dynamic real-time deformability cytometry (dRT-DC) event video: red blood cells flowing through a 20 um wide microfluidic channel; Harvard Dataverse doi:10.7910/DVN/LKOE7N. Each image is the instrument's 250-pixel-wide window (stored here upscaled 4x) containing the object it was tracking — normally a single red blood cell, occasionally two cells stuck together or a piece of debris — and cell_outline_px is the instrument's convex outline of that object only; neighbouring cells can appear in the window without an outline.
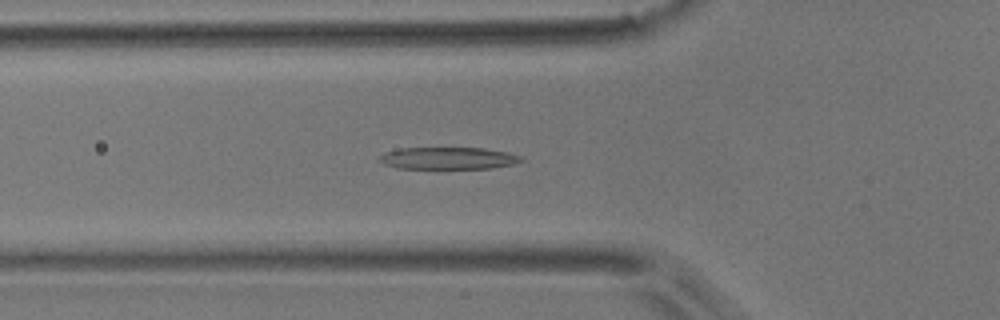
{"species": "common noctule bat (a hibernating species)", "species_latin": "Nyctalus noctula", "temperature_condition": "room temperature", "stored_images_in_passage": 24, "camera_frame_rate_fps": 3000, "um_per_image_px": 0.085, "animal": {"sex": "male", "body_mass_g": 17.9}, "frame": {"image": 1, "passage_image": 8, "time_ms": 2.333, "image_size_px": [1000, 320], "cell_outline_px": [[524, 160], [512, 164], [492, 168], [400, 168], [384, 164], [380, 160], [380, 156], [384, 152], [400, 148], [484, 148], [508, 152], [524, 156]], "centroid_in_image_um": [38.15, 13.44], "position_along_channel_um": 87.7, "area_um2": 18.15}}
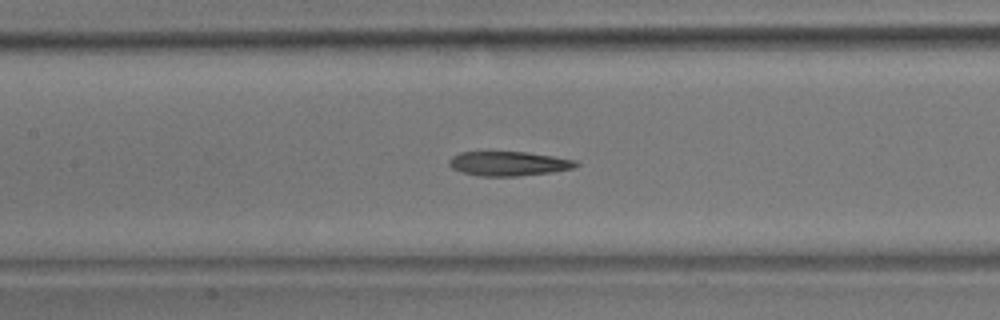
{"frame": {"image": 2, "passage_image": 14, "time_ms": 4.333, "image_size_px": [1000, 320], "cell_outline_px": [[580, 164], [572, 168], [552, 172], [516, 176], [476, 176], [460, 172], [452, 168], [448, 164], [448, 160], [452, 156], [460, 152], [528, 152], [576, 160]], "centroid_in_image_um": [43.19, 13.91], "position_along_channel_um": 164.2, "area_um2": 18.09}}
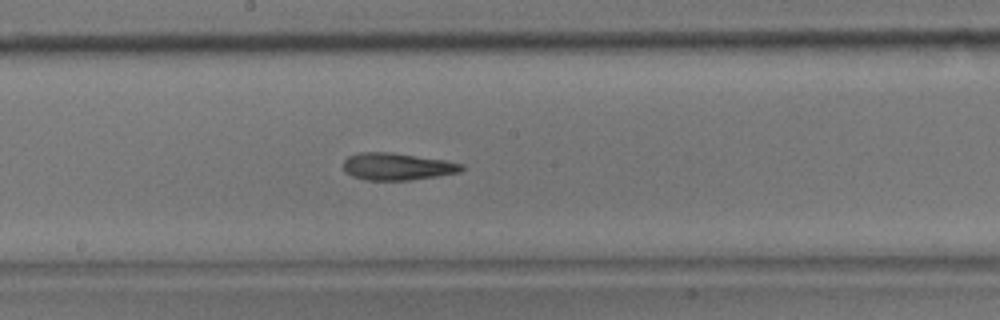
{"frame": {"image": 3, "passage_image": 18, "time_ms": 5.667, "image_size_px": [1000, 320], "cell_outline_px": [[464, 168], [460, 172], [436, 176], [408, 180], [364, 180], [352, 176], [344, 172], [344, 160], [348, 156], [360, 152], [392, 152], [448, 160], [464, 164]], "centroid_in_image_um": [33.77, 14.14], "position_along_channel_um": 214.4, "area_um2": 18.9}, "authors_computed_cell_mechanics": {"area_um2": 18.8717, "velocity_mm_per_s": 3.7868, "shape_relaxation_time_tau1_ms": null, "shape_relaxation_time_tau2_ms": 1.7629, "deformation_change_tau1": null, "deformation_change_tau2": 0.0928}}